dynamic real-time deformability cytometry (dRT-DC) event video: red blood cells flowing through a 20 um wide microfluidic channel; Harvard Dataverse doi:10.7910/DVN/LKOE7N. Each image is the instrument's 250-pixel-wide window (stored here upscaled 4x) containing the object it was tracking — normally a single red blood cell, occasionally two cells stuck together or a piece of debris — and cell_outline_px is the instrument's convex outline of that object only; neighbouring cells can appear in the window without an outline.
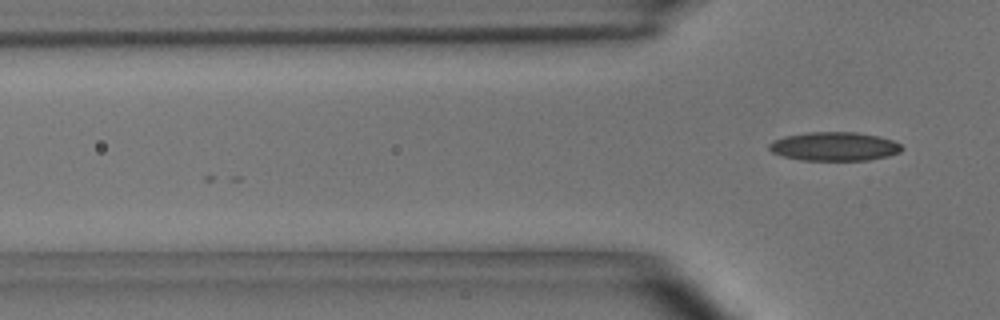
{"species": "common noctule bat (a hibernating species)", "species_latin": "Nyctalus noctula", "temperature_condition": "room temperature", "stored_images_in_passage": 15, "camera_frame_rate_fps": 3000, "um_per_image_px": 0.085, "animal": {"sex": "male", "body_mass_g": 15.6}, "frame": {"image": 1, "passage_image": 15, "time_ms": 4.667, "image_size_px": [1000, 320], "cell_outline_px": [[904, 148], [900, 152], [888, 156], [868, 160], [800, 160], [784, 156], [772, 152], [768, 148], [768, 144], [772, 140], [784, 136], [808, 132], [856, 132], [876, 136], [892, 140], [900, 144]], "centroid_in_image_um": [70.9, 12.44], "position_along_channel_um": 54.9, "area_um2": 22.25}}